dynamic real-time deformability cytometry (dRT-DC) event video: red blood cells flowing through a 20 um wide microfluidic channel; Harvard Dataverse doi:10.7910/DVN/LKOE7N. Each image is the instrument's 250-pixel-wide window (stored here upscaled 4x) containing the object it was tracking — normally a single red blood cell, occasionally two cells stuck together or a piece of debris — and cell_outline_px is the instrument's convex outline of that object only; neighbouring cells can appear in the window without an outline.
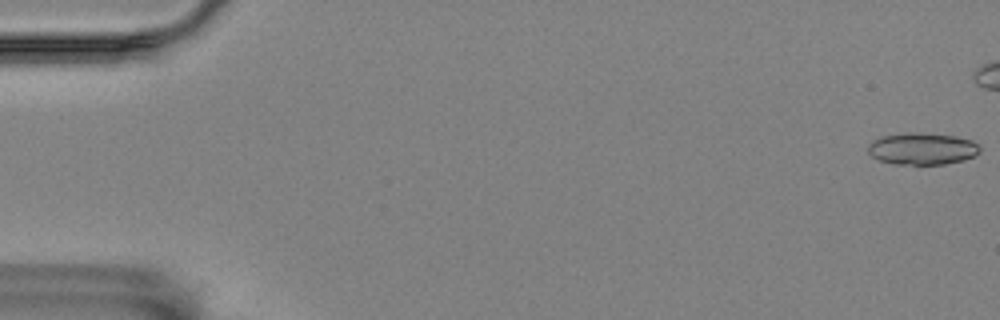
{"species": "Egyptian fruit bat (a non-hibernating species)", "species_latin": "Rousettus aegyptiacus", "temperature_condition": "room temperature", "stored_images_in_passage": 46, "camera_frame_rate_fps": 3000, "um_per_image_px": 0.085, "animal": {"sex": "female"}, "frame": {"image": 1, "passage_image": 1, "time_ms": 0.0, "image_size_px": [1000, 320], "cell_outline_px": [[980, 152], [976, 156], [964, 160], [944, 164], [896, 164], [880, 160], [872, 156], [868, 152], [868, 144], [872, 140], [880, 136], [908, 132], [920, 132], [956, 136], [972, 140], [980, 148]], "centroid_in_image_um": [78.39, 12.63], "position_along_channel_um": 6.6, "area_um2": 20.98}}
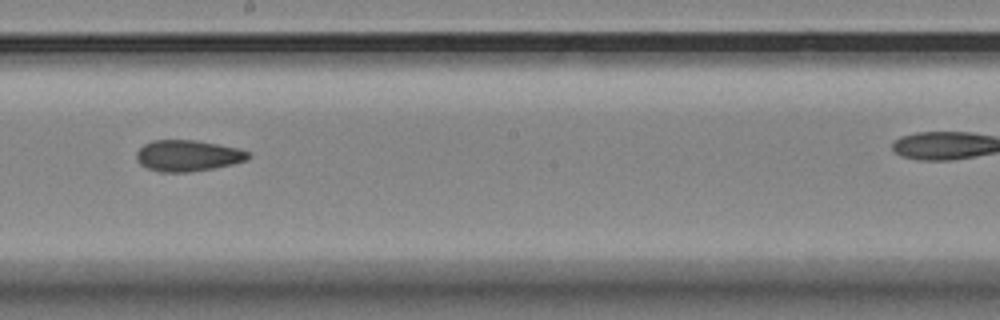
{"frame": {"image": 2, "passage_image": 32, "time_ms": 10.333, "image_size_px": [1000, 320], "cell_outline_px": [[252, 156], [248, 160], [232, 164], [212, 168], [188, 172], [160, 172], [144, 168], [136, 160], [136, 152], [144, 144], [152, 140], [196, 140], [240, 148], [248, 152]], "centroid_in_image_um": [15.95, 13.23], "position_along_channel_um": 232.3, "area_um2": 20.52}}
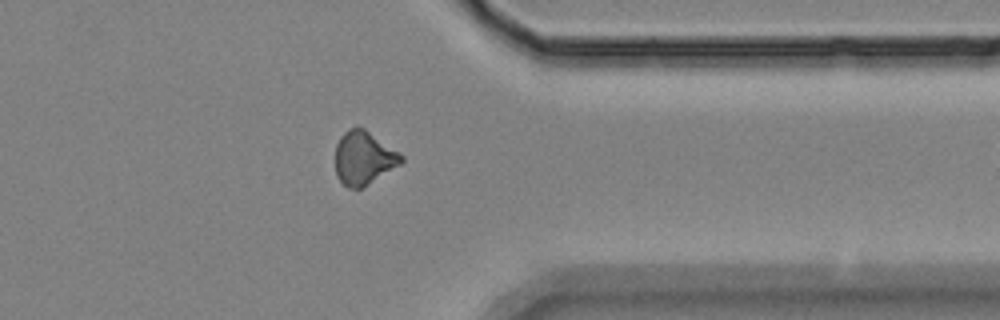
{"frame": {"image": 3, "passage_image": 45, "time_ms": 14.667, "image_size_px": [1000, 320], "cell_outline_px": [[404, 160], [400, 164], [360, 188], [348, 188], [336, 176], [336, 144], [340, 136], [348, 128], [364, 128], [400, 152], [404, 156]], "centroid_in_image_um": [30.91, 13.4], "position_along_channel_um": 380.5, "area_um2": 20.29}}